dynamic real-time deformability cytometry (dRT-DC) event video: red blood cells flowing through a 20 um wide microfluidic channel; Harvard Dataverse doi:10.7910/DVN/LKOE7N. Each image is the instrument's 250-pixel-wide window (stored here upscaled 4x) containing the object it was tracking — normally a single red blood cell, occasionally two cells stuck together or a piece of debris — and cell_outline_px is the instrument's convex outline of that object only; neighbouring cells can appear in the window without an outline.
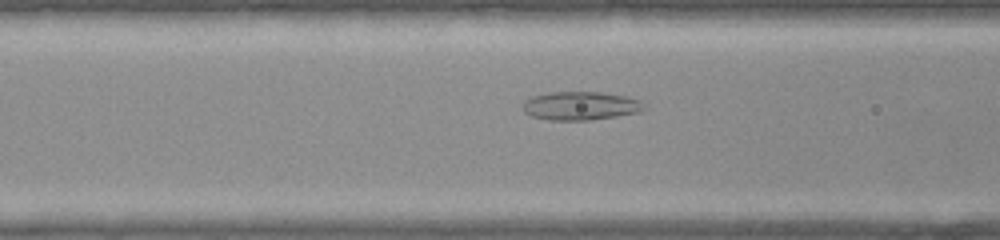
{"species": "common noctule bat (a hibernating species)", "species_latin": "Nyctalus noctula", "temperature_condition": "warm", "stored_images_in_passage": 30, "camera_frame_rate_fps": 3000, "um_per_image_px": 0.085, "animal": {"sex": "female", "body_mass_g": 22.0, "forearm_length_mm": 56.7}, "frame": {"image": 1, "passage_image": 11, "time_ms": 3.333, "image_size_px": [1000, 240], "cell_outline_px": [[648, 108], [640, 112], [592, 120], [548, 120], [528, 116], [524, 112], [524, 100], [532, 96], [552, 92], [600, 92], [624, 96], [640, 100]], "centroid_in_image_um": [49.35, 9.0], "position_along_channel_um": 117.3, "area_um2": 20.29}}
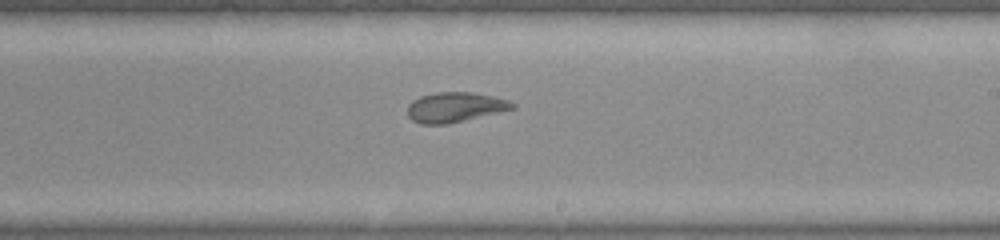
{"frame": {"image": 2, "passage_image": 19, "time_ms": 6.0, "image_size_px": [1000, 240], "cell_outline_px": [[516, 108], [448, 124], [420, 124], [412, 120], [408, 116], [408, 104], [412, 100], [420, 96], [436, 92], [472, 92], [492, 96], [508, 100], [516, 104]], "centroid_in_image_um": [38.66, 9.11], "position_along_channel_um": 250.3, "area_um2": 18.32}}
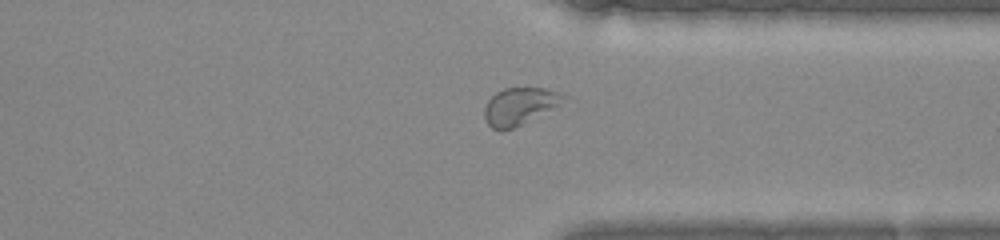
{"frame": {"image": 3, "passage_image": 26, "time_ms": 8.333, "image_size_px": [1000, 240], "cell_outline_px": [[568, 96], [556, 104], [520, 124], [504, 132], [500, 132], [492, 128], [488, 124], [484, 116], [484, 108], [488, 100], [496, 92], [504, 88], [544, 88]], "centroid_in_image_um": [44.04, 9.03], "position_along_channel_um": 367.4, "area_um2": 16.42}}